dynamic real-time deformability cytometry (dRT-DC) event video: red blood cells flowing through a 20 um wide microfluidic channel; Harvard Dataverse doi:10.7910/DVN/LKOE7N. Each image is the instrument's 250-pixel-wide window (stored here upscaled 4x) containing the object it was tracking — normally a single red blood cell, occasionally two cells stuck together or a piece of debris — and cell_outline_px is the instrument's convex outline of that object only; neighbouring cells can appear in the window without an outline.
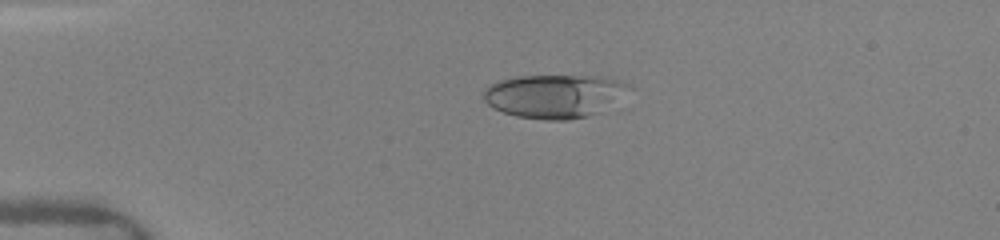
{"species": "human", "species_latin": "Homo sapiens", "temperature_condition": "warm", "stored_images_in_passage": 25, "camera_frame_rate_fps": 3000, "um_per_image_px": 0.085, "donor": {"sex": "female"}, "frame": {"image": 1, "passage_image": 2, "time_ms": 0.667, "image_size_px": [1000, 240], "cell_outline_px": [[632, 88], [600, 112], [588, 116], [568, 120], [544, 120], [516, 116], [492, 108], [484, 100], [484, 88], [488, 84], [500, 80], [516, 76], [600, 76], [620, 80], [628, 84]], "centroid_in_image_um": [47.09, 8.16], "position_along_channel_um": 37.9, "area_um2": 36.93}}
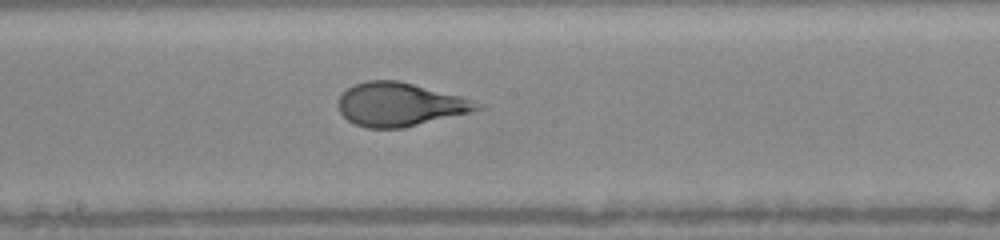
{"frame": {"image": 2, "passage_image": 12, "time_ms": 6.0, "image_size_px": [1000, 240], "cell_outline_px": [[484, 108], [404, 128], [368, 128], [356, 124], [348, 120], [340, 112], [340, 96], [348, 88], [356, 84], [368, 80], [396, 80], [464, 96], [484, 104]], "centroid_in_image_um": [34.04, 8.87], "position_along_channel_um": 214.2, "area_um2": 34.91}}
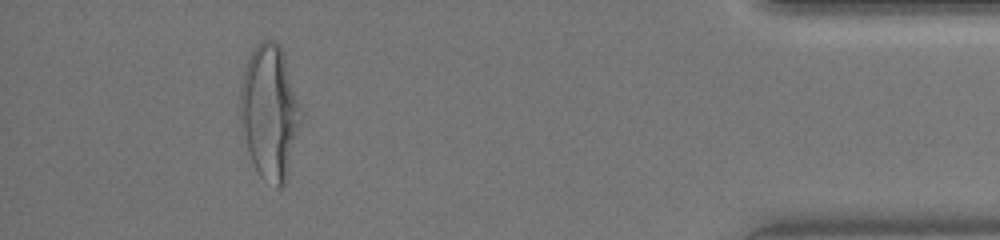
{"frame": {"image": 3, "passage_image": 23, "time_ms": 12.0, "image_size_px": [1000, 240], "cell_outline_px": [[300, 124], [288, 176], [284, 184], [280, 188], [276, 188], [264, 180], [260, 176], [252, 160], [248, 148], [240, 120], [240, 88], [244, 68], [256, 44], [260, 40], [272, 40], [280, 44], [284, 52], [300, 104]], "centroid_in_image_um": [22.93, 9.5], "position_along_channel_um": 412.3, "area_um2": 47.4}, "authors_computed_cell_mechanics": {"area_um2": 35.547, "velocity_mm_per_s": 4.0995, "shape_relaxation_time_tau1_ms": 3.8242, "shape_relaxation_time_tau2_ms": null, "deformation_change_tau1": 0.1765, "deformation_change_tau2": null}}